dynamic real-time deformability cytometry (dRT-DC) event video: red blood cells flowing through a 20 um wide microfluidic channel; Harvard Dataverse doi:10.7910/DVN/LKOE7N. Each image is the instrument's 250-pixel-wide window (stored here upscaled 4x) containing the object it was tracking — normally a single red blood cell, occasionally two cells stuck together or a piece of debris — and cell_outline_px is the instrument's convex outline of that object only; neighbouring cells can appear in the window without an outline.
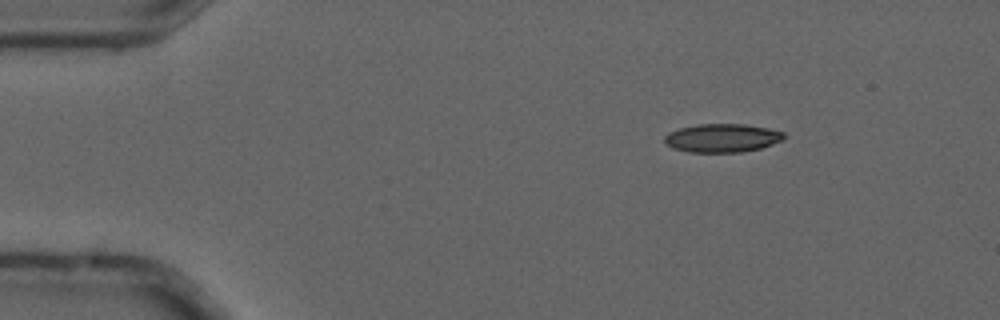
{"species": "common noctule bat (a hibernating species)", "species_latin": "Nyctalus noctula", "temperature_condition": "cold", "stored_images_in_passage": 13, "camera_frame_rate_fps": 3000, "um_per_image_px": 0.085, "animal": {"sex": "male", "forearm_length_mm": 52.5}, "frame": {"image": 1, "passage_image": 1, "time_ms": 0.0, "image_size_px": [1000, 320], "cell_outline_px": [[784, 140], [760, 148], [740, 152], [688, 152], [672, 148], [664, 144], [664, 136], [668, 132], [680, 128], [696, 124], [744, 124], [768, 128], [784, 132]], "centroid_in_image_um": [61.35, 11.73], "position_along_channel_um": 23.6, "area_um2": 19.94}}
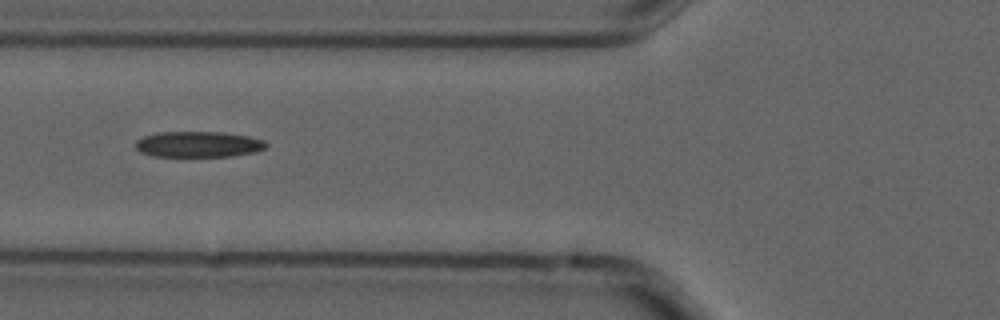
{"frame": {"image": 2, "passage_image": 4, "time_ms": 1.0, "image_size_px": [1000, 320], "cell_outline_px": [[268, 144], [264, 148], [256, 152], [232, 156], [152, 156], [140, 152], [136, 148], [136, 140], [144, 136], [156, 132], [224, 132], [248, 136], [264, 140]], "centroid_in_image_um": [16.86, 12.26], "position_along_channel_um": 108.9, "area_um2": 19.71}}
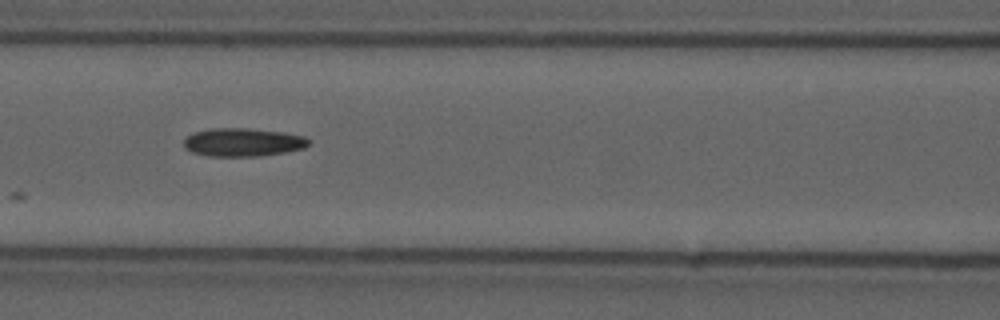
{"frame": {"image": 3, "passage_image": 5, "time_ms": 1.333, "image_size_px": [1000, 320], "cell_outline_px": [[312, 144], [304, 148], [284, 152], [260, 156], [208, 156], [192, 152], [184, 148], [184, 140], [188, 136], [196, 132], [212, 128], [248, 128], [284, 132], [304, 136]], "centroid_in_image_um": [20.67, 12.09], "position_along_channel_um": 145.9, "area_um2": 20.58}}